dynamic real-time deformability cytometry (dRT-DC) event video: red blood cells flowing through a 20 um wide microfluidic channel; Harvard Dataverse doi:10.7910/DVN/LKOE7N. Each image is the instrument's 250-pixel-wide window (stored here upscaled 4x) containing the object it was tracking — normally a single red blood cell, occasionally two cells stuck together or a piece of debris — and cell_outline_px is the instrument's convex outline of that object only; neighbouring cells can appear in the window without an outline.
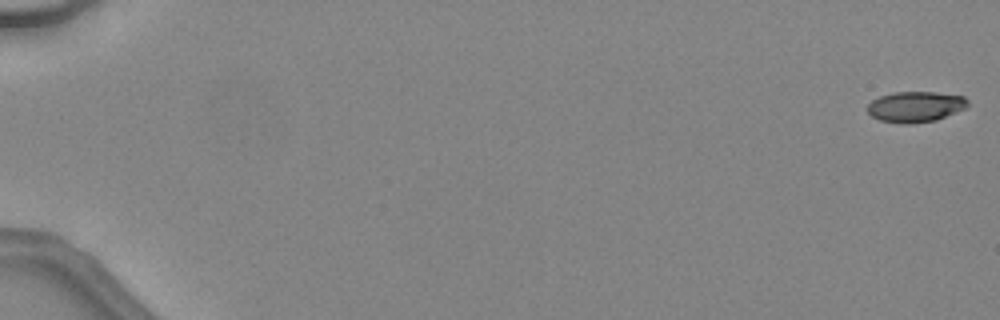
{"species": "common noctule bat (a hibernating species)", "species_latin": "Nyctalus noctula", "temperature_condition": "warm", "stored_images_in_passage": 3, "camera_frame_rate_fps": 3000, "um_per_image_px": 0.085, "animal": {"sex": "female", "body_mass_g": 24.6, "forearm_length_mm": 56.2}, "frame": {"image": 1, "passage_image": 1, "time_ms": 0.0, "image_size_px": [1000, 320], "cell_outline_px": [[968, 108], [936, 120], [912, 124], [904, 124], [880, 120], [872, 116], [868, 112], [868, 104], [872, 100], [880, 96], [896, 92], [936, 92], [964, 96], [968, 100]], "centroid_in_image_um": [77.85, 9.07], "position_along_channel_um": 7.1, "area_um2": 18.03}}